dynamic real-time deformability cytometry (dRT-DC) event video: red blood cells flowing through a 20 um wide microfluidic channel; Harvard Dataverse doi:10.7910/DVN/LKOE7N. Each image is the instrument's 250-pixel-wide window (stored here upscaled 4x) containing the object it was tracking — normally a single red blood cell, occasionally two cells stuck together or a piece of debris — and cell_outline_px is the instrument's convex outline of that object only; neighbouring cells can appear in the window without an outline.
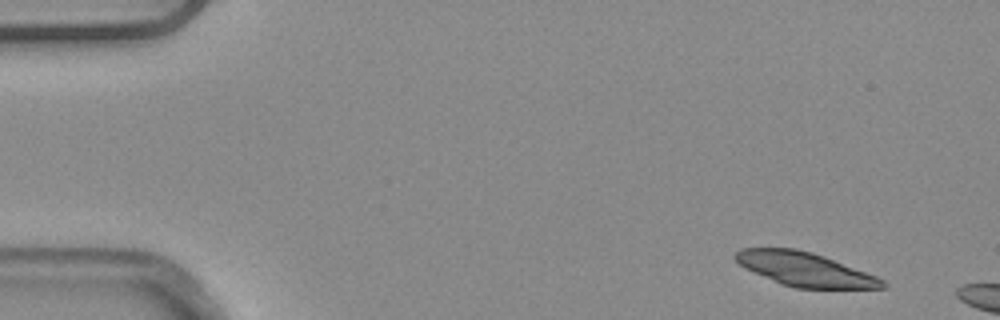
{"species": "common noctule bat (a hibernating species)", "species_latin": "Nyctalus noctula", "temperature_condition": "warm", "stored_images_in_passage": 3, "camera_frame_rate_fps": 3000, "um_per_image_px": 0.085, "animal": {"sex": "male", "body_mass_g": 20.4}, "frame": {"image": 1, "passage_image": 1, "time_ms": 0.0, "image_size_px": [1000, 320], "cell_outline_px": [[888, 284], [884, 288], [796, 288], [780, 284], [744, 268], [732, 256], [740, 248], [796, 248], [812, 252], [824, 256], [876, 276], [884, 280]], "centroid_in_image_um": [68.38, 22.88], "position_along_channel_um": 16.6, "area_um2": 28.96}}